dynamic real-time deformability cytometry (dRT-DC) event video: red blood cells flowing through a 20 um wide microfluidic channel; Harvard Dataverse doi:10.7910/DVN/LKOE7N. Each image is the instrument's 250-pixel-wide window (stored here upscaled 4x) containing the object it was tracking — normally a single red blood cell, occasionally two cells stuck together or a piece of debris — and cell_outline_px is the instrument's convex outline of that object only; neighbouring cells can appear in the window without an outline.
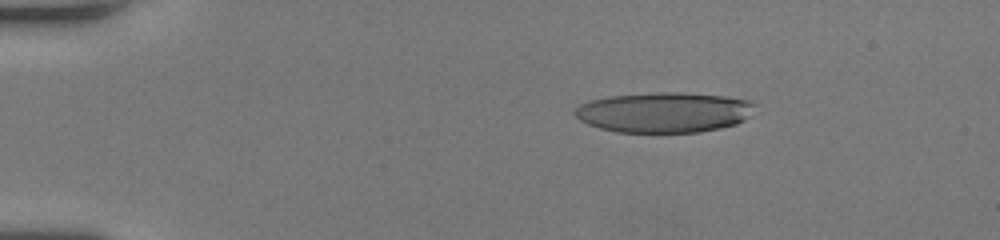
{"species": "human", "species_latin": "Homo sapiens", "temperature_condition": "room temperature", "stored_images_in_passage": 51, "camera_frame_rate_fps": 3000, "um_per_image_px": 0.085, "donor": {"sex": "female"}, "frame": {"image": 1, "passage_image": 9, "time_ms": 2.667, "image_size_px": [1000, 240], "cell_outline_px": [[756, 104], [748, 116], [744, 120], [736, 124], [720, 128], [700, 132], [616, 132], [600, 128], [588, 124], [580, 120], [572, 112], [580, 104], [588, 100], [608, 96], [656, 92], [680, 92], [724, 96], [752, 100]], "centroid_in_image_um": [56.43, 9.54], "position_along_channel_um": 28.6, "area_um2": 42.48}}
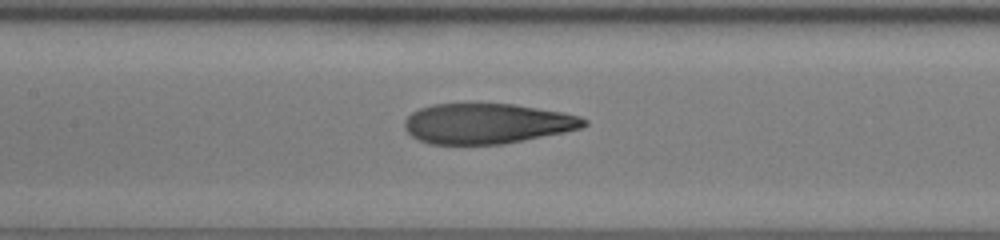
{"frame": {"image": 2, "passage_image": 25, "time_ms": 8.0, "image_size_px": [1000, 240], "cell_outline_px": [[588, 124], [580, 128], [564, 132], [504, 144], [428, 144], [412, 136], [404, 128], [404, 120], [412, 112], [420, 108], [432, 104], [512, 104], [560, 112], [580, 116], [588, 120]], "centroid_in_image_um": [41.38, 10.51], "position_along_channel_um": 166.0, "area_um2": 41.91}}
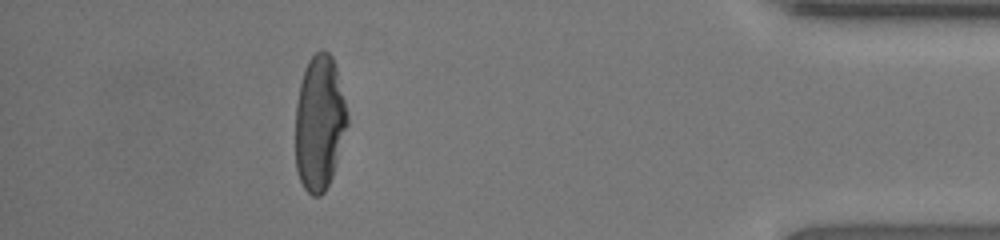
{"frame": {"image": 3, "passage_image": 46, "time_ms": 15.0, "image_size_px": [1000, 240], "cell_outline_px": [[348, 124], [336, 164], [332, 176], [324, 192], [320, 196], [312, 196], [304, 188], [296, 172], [296, 104], [300, 84], [304, 68], [308, 60], [316, 52], [328, 52], [332, 56], [336, 68], [348, 112]], "centroid_in_image_um": [27.15, 10.46], "position_along_channel_um": 408.0, "area_um2": 40.81}, "authors_computed_cell_mechanics": {"area_um2": 42.483, "velocity_mm_per_s": 4.1124, "shape_relaxation_time_tau1_ms": 7.4671, "shape_relaxation_time_tau2_ms": 1.2905, "deformation_change_tau1": 0.2906, "deformation_change_tau2": 0.0951}}